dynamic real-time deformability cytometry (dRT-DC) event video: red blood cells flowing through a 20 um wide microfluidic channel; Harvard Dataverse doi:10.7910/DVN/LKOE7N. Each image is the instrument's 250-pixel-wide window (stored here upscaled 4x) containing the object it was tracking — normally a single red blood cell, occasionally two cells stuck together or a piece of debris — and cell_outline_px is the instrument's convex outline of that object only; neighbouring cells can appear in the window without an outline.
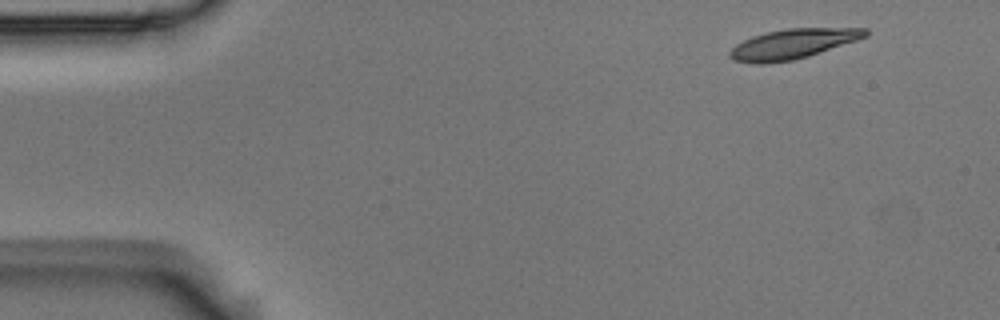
{"species": "Egyptian fruit bat (a non-hibernating species)", "species_latin": "Rousettus aegyptiacus", "temperature_condition": "room temperature", "stored_images_in_passage": 4, "camera_frame_rate_fps": 3000, "um_per_image_px": 0.085, "animal": {"sex": "male"}, "frame": {"image": 1, "passage_image": 1, "time_ms": 0.0, "image_size_px": [1000, 320], "cell_outline_px": [[868, 36], [808, 56], [792, 60], [764, 64], [752, 64], [732, 60], [728, 56], [728, 52], [736, 44], [752, 36], [768, 32], [788, 28], [868, 28]], "centroid_in_image_um": [67.34, 3.74], "position_along_channel_um": 17.7, "area_um2": 23.52}}
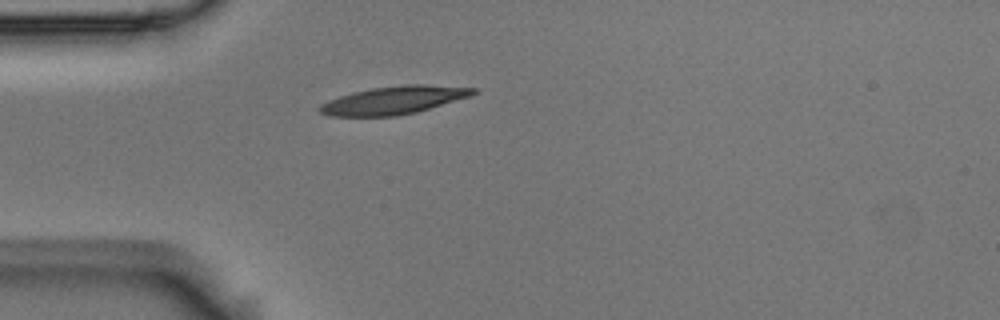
{"frame": {"image": 2, "passage_image": 4, "time_ms": 1.0, "image_size_px": [1000, 320], "cell_outline_px": [[476, 92], [472, 96], [416, 112], [396, 116], [332, 116], [320, 112], [316, 108], [320, 104], [328, 100], [352, 92], [372, 88], [404, 84], [424, 84], [476, 88]], "centroid_in_image_um": [33.47, 8.51], "position_along_channel_um": 51.5, "area_um2": 25.03}}